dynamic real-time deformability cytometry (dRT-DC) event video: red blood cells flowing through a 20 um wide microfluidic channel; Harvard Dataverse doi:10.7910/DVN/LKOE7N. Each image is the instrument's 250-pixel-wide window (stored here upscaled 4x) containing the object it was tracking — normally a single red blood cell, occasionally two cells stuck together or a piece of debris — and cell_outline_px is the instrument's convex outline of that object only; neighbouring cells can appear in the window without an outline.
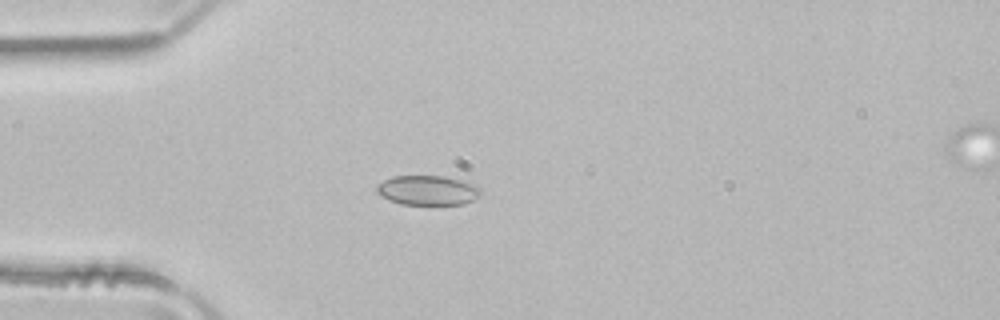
{"species": "common noctule bat (a hibernating species)", "species_latin": "Nyctalus noctula", "temperature_condition": "room temperature", "stored_images_in_passage": 47, "camera_frame_rate_fps": 3000, "um_per_image_px": 0.085, "animal": {"sex": "male", "body_mass_g": 21.5, "forearm_length_mm": 52.0}, "frame": {"image": 1, "passage_image": 10, "time_ms": 3.0, "image_size_px": [1000, 320], "cell_outline_px": [[480, 196], [464, 204], [400, 204], [388, 200], [376, 192], [376, 184], [392, 176], [444, 176], [460, 180], [472, 184], [480, 188]], "centroid_in_image_um": [36.31, 16.17], "position_along_channel_um": 48.7, "area_um2": 17.92}}
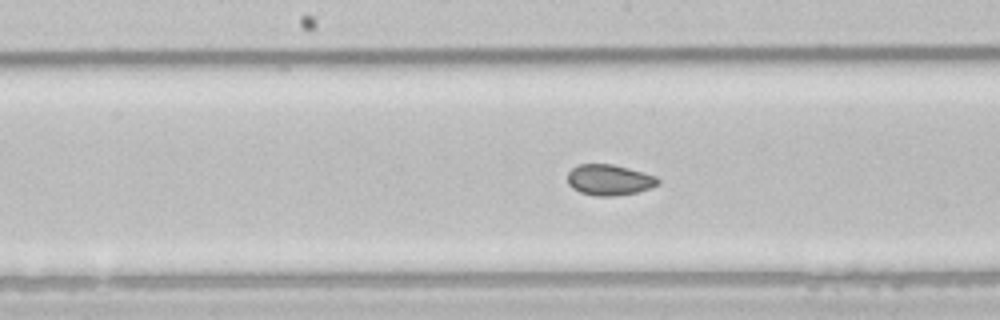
{"frame": {"image": 2, "passage_image": 22, "time_ms": 7.0, "image_size_px": [1000, 320], "cell_outline_px": [[660, 184], [636, 192], [616, 196], [596, 196], [580, 192], [572, 188], [568, 184], [568, 172], [576, 164], [612, 164], [628, 168], [656, 176], [660, 180]], "centroid_in_image_um": [51.77, 15.29], "position_along_channel_um": 196.4, "area_um2": 16.24}}
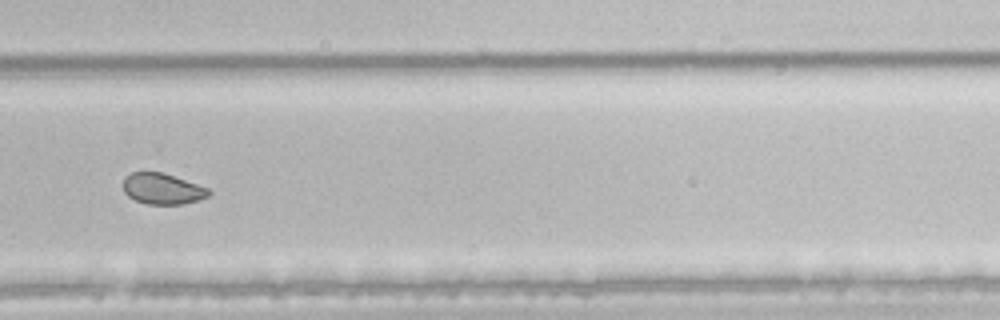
{"frame": {"image": 3, "passage_image": 31, "time_ms": 10.0, "image_size_px": [1000, 320], "cell_outline_px": [[212, 192], [208, 196], [200, 200], [184, 204], [148, 204], [136, 200], [128, 196], [124, 192], [124, 176], [132, 172], [160, 172], [208, 188]], "centroid_in_image_um": [13.81, 16.06], "position_along_channel_um": 316.0, "area_um2": 15.26}, "authors_computed_cell_mechanics": {"area_um2": 17.5134, "velocity_mm_per_s": 4.0105, "shape_relaxation_time_tau1_ms": 4.5438, "shape_relaxation_time_tau2_ms": 1.6378, "deformation_change_tau1": 0.0616, "deformation_change_tau2": 0.0561}}